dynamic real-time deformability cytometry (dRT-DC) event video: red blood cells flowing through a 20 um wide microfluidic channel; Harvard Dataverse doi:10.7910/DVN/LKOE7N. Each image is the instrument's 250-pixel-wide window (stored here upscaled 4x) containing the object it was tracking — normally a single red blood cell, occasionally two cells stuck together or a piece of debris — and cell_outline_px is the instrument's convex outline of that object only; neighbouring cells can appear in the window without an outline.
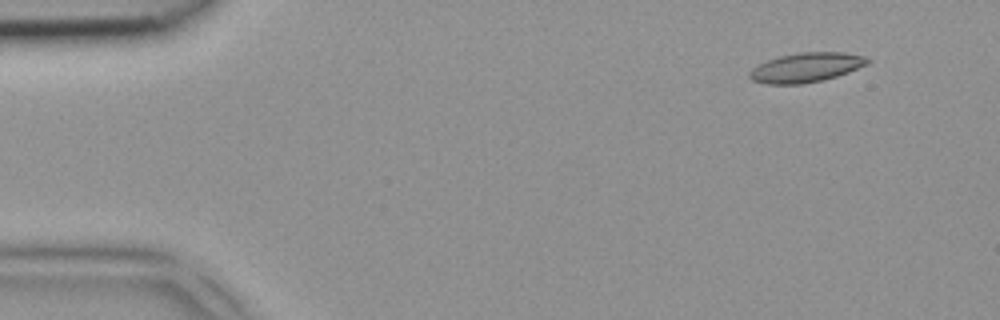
{"species": "common noctule bat (a hibernating species)", "species_latin": "Nyctalus noctula", "temperature_condition": "room temperature", "stored_images_in_passage": 4, "camera_frame_rate_fps": 3000, "um_per_image_px": 0.085, "animal": {"sex": "female", "body_mass_g": 18.4}, "frame": {"image": 1, "passage_image": 1, "time_ms": 0.0, "image_size_px": [1000, 320], "cell_outline_px": [[872, 60], [868, 64], [848, 72], [824, 80], [804, 84], [764, 84], [752, 80], [748, 76], [748, 72], [752, 68], [768, 60], [780, 56], [800, 52], [844, 52], [864, 56]], "centroid_in_image_um": [68.52, 5.74], "position_along_channel_um": 16.5, "area_um2": 20.35}}